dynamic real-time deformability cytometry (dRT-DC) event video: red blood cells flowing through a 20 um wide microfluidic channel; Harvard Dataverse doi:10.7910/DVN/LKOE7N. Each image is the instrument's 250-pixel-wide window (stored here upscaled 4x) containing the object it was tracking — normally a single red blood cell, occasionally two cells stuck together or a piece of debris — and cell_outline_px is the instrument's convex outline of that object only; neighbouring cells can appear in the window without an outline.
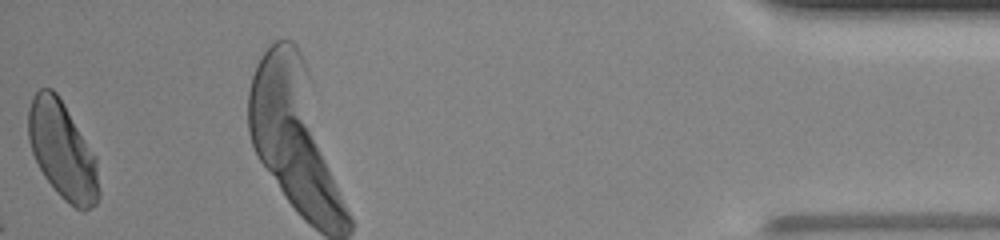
{"species": "human", "species_latin": "Homo sapiens", "temperature_condition": "room temperature", "stored_images_in_passage": 36, "camera_frame_rate_fps": 3000, "um_per_image_px": 0.085, "donor": {"sex": "male"}, "frame": {"image": 1, "passage_image": 36, "time_ms": 11.667, "image_size_px": [1000, 240], "cell_outline_px": [[100, 196], [96, 204], [84, 212], [76, 208], [64, 200], [56, 192], [44, 176], [32, 152], [28, 140], [28, 108], [32, 96], [40, 88], [52, 88], [56, 92], [64, 104], [96, 156], [100, 192]], "centroid_in_image_um": [5.31, 12.81], "position_along_channel_um": 429.9, "area_um2": 40.11}}